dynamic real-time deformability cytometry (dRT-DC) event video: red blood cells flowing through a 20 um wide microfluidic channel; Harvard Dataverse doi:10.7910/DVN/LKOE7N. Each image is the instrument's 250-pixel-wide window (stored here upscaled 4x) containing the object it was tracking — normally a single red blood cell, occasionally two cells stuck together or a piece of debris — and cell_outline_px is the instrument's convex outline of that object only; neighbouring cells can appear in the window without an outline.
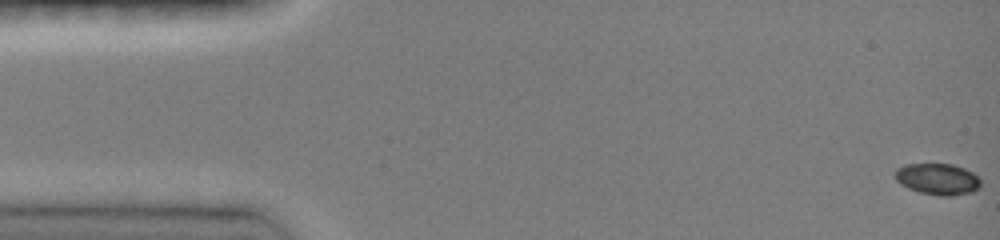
{"species": "common noctule bat (a hibernating species)", "species_latin": "Nyctalus noctula", "temperature_condition": "room temperature", "stored_images_in_passage": 9, "camera_frame_rate_fps": 3000, "um_per_image_px": 0.085, "animal": {"sex": "female", "body_mass_g": 19.0, "forearm_length_mm": 51.5}, "frame": {"image": 1, "passage_image": 1, "time_ms": 0.0, "image_size_px": [1000, 240], "cell_outline_px": [[980, 188], [972, 192], [952, 196], [944, 196], [920, 192], [908, 188], [900, 184], [896, 180], [892, 172], [896, 168], [904, 164], [952, 164], [964, 168], [972, 172], [980, 180]], "centroid_in_image_um": [79.66, 15.21], "position_along_channel_um": 5.3, "area_um2": 15.78}}
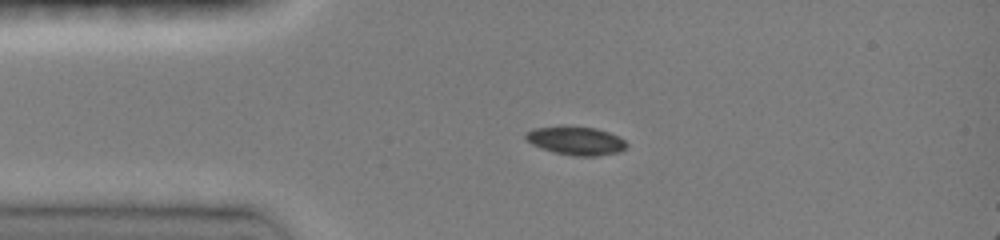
{"frame": {"image": 2, "passage_image": 7, "time_ms": 3.333, "image_size_px": [1000, 240], "cell_outline_px": [[628, 148], [620, 152], [596, 156], [576, 156], [552, 152], [532, 144], [524, 136], [524, 132], [532, 128], [560, 124], [596, 128], [620, 136], [628, 144]], "centroid_in_image_um": [48.95, 11.93], "position_along_channel_um": 36.1, "area_um2": 17.34}}